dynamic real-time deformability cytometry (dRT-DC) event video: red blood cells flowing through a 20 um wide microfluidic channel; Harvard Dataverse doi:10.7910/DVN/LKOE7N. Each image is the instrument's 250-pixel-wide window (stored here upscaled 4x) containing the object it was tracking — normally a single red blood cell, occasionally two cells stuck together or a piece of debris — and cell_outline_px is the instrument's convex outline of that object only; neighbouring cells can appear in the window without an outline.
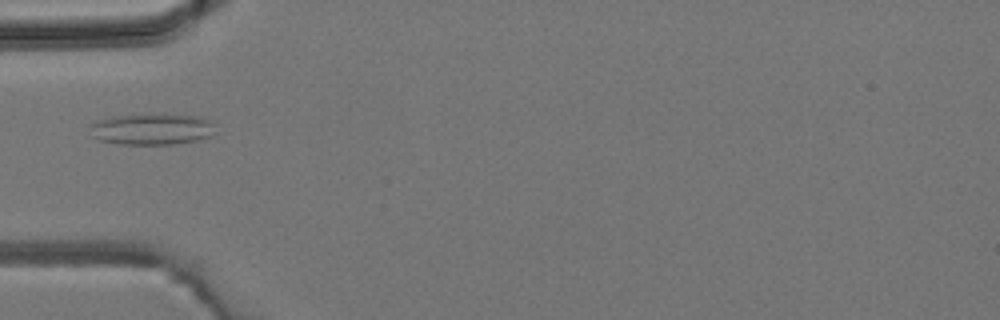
{"species": "common noctule bat (a hibernating species)", "species_latin": "Nyctalus noctula", "temperature_condition": "room temperature", "stored_images_in_passage": 1, "camera_frame_rate_fps": 3000, "um_per_image_px": 0.085, "animal": {"sex": "male", "body_mass_g": 19.2, "forearm_length_mm": 51.8}, "frame": {"image": 1, "passage_image": 1, "time_ms": 0.0, "image_size_px": [1000, 320], "cell_outline_px": [[212, 136], [196, 140], [176, 144], [120, 144], [100, 140], [92, 136], [88, 124], [96, 120], [112, 116], [200, 116], [212, 120]], "centroid_in_image_um": [12.86, 11.0], "position_along_channel_um": 72.1, "area_um2": 22.31}}